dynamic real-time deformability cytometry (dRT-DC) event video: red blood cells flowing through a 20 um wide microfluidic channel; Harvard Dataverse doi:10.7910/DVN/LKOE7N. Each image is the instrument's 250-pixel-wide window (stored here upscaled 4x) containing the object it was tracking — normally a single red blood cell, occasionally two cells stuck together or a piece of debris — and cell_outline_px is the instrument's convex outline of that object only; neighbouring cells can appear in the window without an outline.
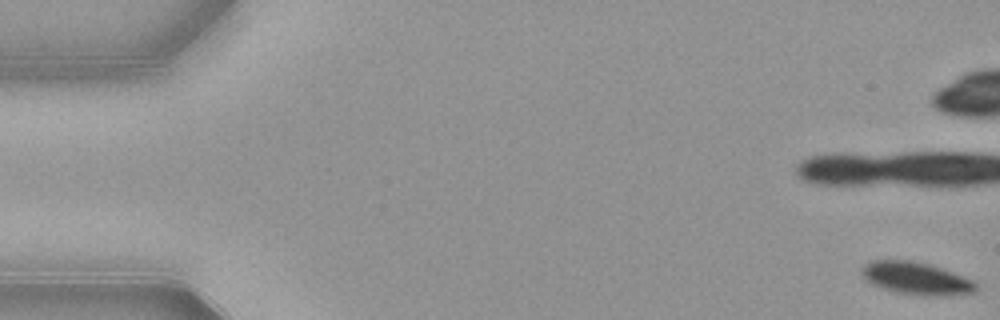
{"species": "common noctule bat (a hibernating species)", "species_latin": "Nyctalus noctula", "temperature_condition": "warm", "stored_images_in_passage": 15, "camera_frame_rate_fps": 3000, "um_per_image_px": 0.085, "animal": {"sex": "female", "body_mass_g": 21.9}, "frame": {"image": 1, "passage_image": 1, "time_ms": 0.0, "image_size_px": [1000, 320], "cell_outline_px": [[980, 284], [976, 292], [948, 296], [924, 296], [896, 292], [872, 284], [860, 272], [864, 264], [872, 260], [912, 260], [944, 268], [976, 280]], "centroid_in_image_um": [77.99, 23.66], "position_along_channel_um": 7.0, "area_um2": 22.08}}